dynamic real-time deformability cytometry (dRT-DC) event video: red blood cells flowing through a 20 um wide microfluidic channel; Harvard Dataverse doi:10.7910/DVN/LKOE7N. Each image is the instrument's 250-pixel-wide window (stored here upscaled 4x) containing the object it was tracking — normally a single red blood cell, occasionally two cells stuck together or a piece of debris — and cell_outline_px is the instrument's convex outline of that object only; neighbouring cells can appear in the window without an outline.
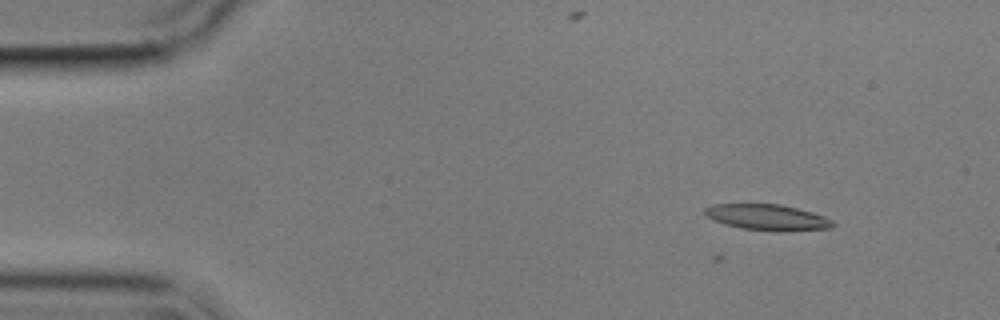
{"species": "common noctule bat (a hibernating species)", "species_latin": "Nyctalus noctula", "temperature_condition": "cold", "stored_images_in_passage": 3, "camera_frame_rate_fps": 3000, "um_per_image_px": 0.085, "animal": {"sex": "male", "body_mass_g": 17.9}, "frame": {"image": 1, "passage_image": 1, "time_ms": 0.0, "image_size_px": [1000, 320], "cell_outline_px": [[836, 224], [832, 228], [780, 232], [776, 232], [740, 228], [724, 224], [712, 220], [704, 212], [704, 208], [712, 204], [780, 204], [812, 212], [824, 216], [832, 220]], "centroid_in_image_um": [65.24, 18.48], "position_along_channel_um": 19.8, "area_um2": 19.54}}